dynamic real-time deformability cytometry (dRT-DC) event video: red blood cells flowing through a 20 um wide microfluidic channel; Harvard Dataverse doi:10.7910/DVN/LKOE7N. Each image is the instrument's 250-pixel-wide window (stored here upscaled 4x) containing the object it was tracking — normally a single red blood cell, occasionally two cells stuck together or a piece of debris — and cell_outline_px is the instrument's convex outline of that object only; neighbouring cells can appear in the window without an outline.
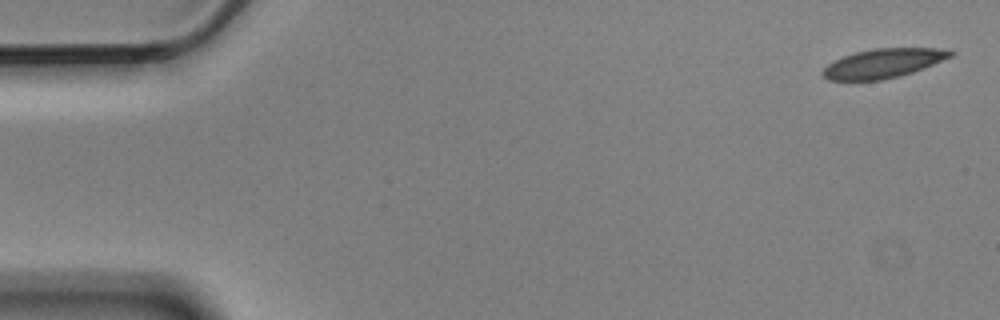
{"species": "Egyptian fruit bat (a non-hibernating species)", "species_latin": "Rousettus aegyptiacus", "temperature_condition": "cold", "stored_images_in_passage": 5, "camera_frame_rate_fps": 3000, "um_per_image_px": 0.085, "animal": {"sex": "male"}, "frame": {"image": 1, "passage_image": 1, "time_ms": 0.0, "image_size_px": [1000, 320], "cell_outline_px": [[956, 52], [952, 56], [924, 68], [900, 76], [880, 80], [828, 80], [820, 72], [828, 64], [844, 56], [856, 52], [876, 48], [952, 48]], "centroid_in_image_um": [75.13, 5.37], "position_along_channel_um": 9.9, "area_um2": 21.73}}
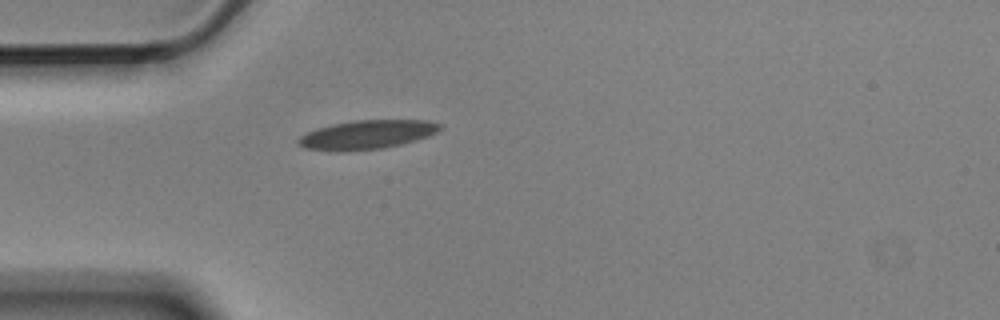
{"frame": {"image": 2, "passage_image": 5, "time_ms": 1.333, "image_size_px": [1000, 320], "cell_outline_px": [[444, 128], [428, 136], [416, 140], [384, 148], [344, 152], [336, 152], [304, 148], [296, 144], [296, 140], [300, 136], [316, 128], [332, 124], [352, 120], [428, 120], [444, 124]], "centroid_in_image_um": [31.18, 11.45], "position_along_channel_um": 53.8, "area_um2": 24.33}}